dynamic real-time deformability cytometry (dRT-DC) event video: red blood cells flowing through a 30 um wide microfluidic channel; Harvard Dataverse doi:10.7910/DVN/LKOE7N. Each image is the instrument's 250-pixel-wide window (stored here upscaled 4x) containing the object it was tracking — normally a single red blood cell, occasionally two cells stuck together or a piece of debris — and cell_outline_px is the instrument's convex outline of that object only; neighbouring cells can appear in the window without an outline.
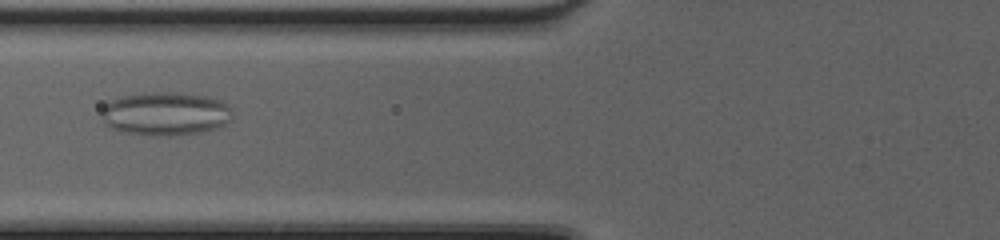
{"species": "common noctule bat (a hibernating species)", "species_latin": "Nyctalus noctula", "temperature_condition": "cold", "stored_images_in_passage": 43, "camera_frame_rate_fps": 3000, "um_per_image_px": 0.085, "animal": {"sex": "female", "body_mass_g": 20.0, "forearm_length_mm": 54.0}, "frame": {"image": 1, "passage_image": 13, "time_ms": 4.0, "image_size_px": [1000, 240], "cell_outline_px": [[232, 116], [224, 124], [216, 128], [200, 132], [172, 136], [164, 136], [128, 132], [112, 128], [104, 120], [104, 108], [112, 100], [120, 96], [152, 92], [180, 92], [208, 96], [224, 100], [232, 108]], "centroid_in_image_um": [14.17, 9.64], "position_along_channel_um": 111.6, "area_um2": 32.89}}
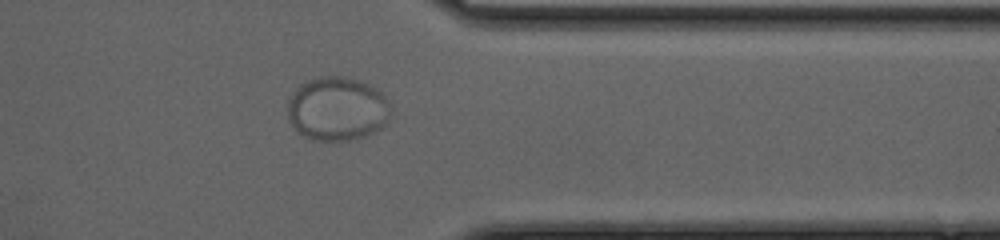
{"frame": {"image": 2, "passage_image": 34, "time_ms": 11.0, "image_size_px": [1000, 240], "cell_outline_px": [[392, 108], [388, 120], [380, 128], [364, 136], [352, 140], [312, 140], [296, 132], [288, 120], [288, 100], [292, 92], [300, 84], [308, 80], [320, 76], [344, 76], [360, 80], [376, 88], [388, 100]], "centroid_in_image_um": [28.65, 9.24], "position_along_channel_um": 382.8, "area_um2": 38.73}}